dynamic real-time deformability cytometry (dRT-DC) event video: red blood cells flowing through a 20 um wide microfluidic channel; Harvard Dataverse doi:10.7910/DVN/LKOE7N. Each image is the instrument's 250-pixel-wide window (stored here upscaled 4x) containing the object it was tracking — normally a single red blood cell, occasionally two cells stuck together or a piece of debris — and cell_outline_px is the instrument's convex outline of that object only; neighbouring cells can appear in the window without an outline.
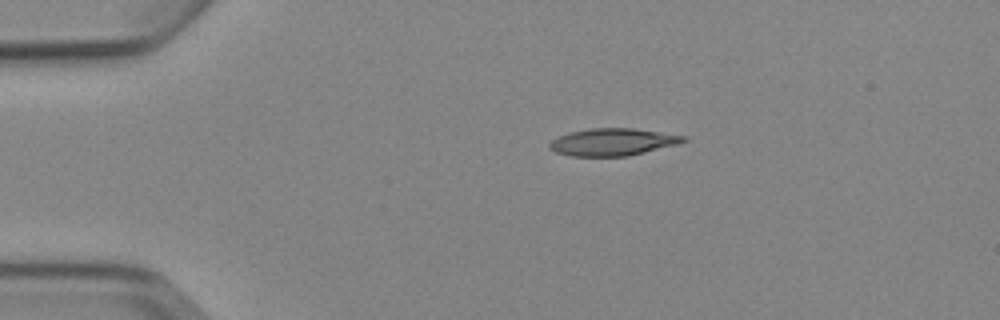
{"species": "Egyptian fruit bat (a non-hibernating species)", "species_latin": "Rousettus aegyptiacus", "temperature_condition": "cold", "stored_images_in_passage": 4, "camera_frame_rate_fps": 3000, "um_per_image_px": 0.085, "animal": {"sex": "female"}, "frame": {"image": 1, "passage_image": 1, "time_ms": 0.0, "image_size_px": [1000, 320], "cell_outline_px": [[688, 140], [676, 144], [628, 156], [572, 156], [556, 152], [548, 148], [548, 144], [552, 140], [568, 132], [592, 128], [632, 128], [688, 136]], "centroid_in_image_um": [52.07, 12.06], "position_along_channel_um": 32.9, "area_um2": 21.15}}
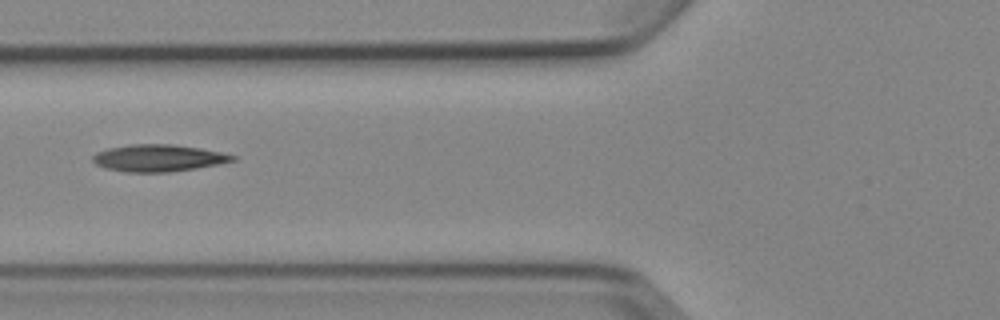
{"frame": {"image": 2, "passage_image": 3, "time_ms": 3.333, "image_size_px": [1000, 320], "cell_outline_px": [[236, 160], [220, 164], [196, 168], [168, 172], [124, 172], [104, 168], [96, 164], [92, 160], [92, 156], [96, 152], [108, 148], [128, 144], [172, 144], [200, 148], [220, 152], [236, 156]], "centroid_in_image_um": [13.43, 13.43], "position_along_channel_um": 112.4, "area_um2": 22.08}}
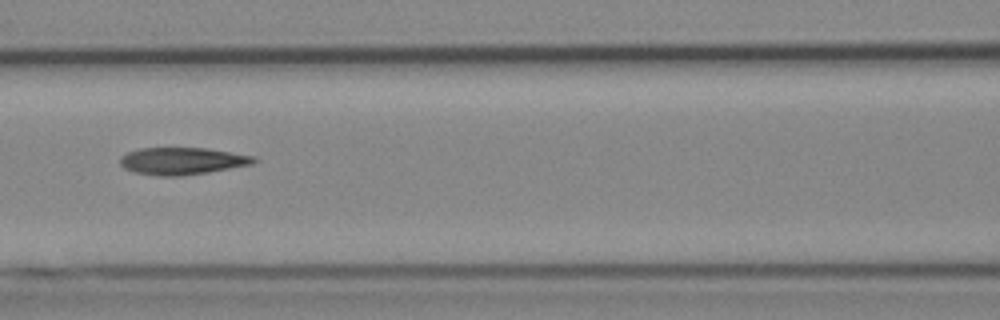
{"frame": {"image": 3, "passage_image": 4, "time_ms": 4.333, "image_size_px": [1000, 320], "cell_outline_px": [[260, 160], [252, 164], [208, 172], [180, 176], [160, 176], [136, 172], [124, 168], [120, 164], [120, 156], [128, 152], [140, 148], [208, 148], [256, 156]], "centroid_in_image_um": [15.52, 13.68], "position_along_channel_um": 151.1, "area_um2": 21.21}}